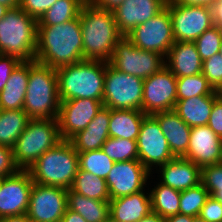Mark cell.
Wrapping results in <instances>:
<instances>
[{
    "label": "cell",
    "instance_id": "obj_17",
    "mask_svg": "<svg viewBox=\"0 0 222 222\" xmlns=\"http://www.w3.org/2000/svg\"><path fill=\"white\" fill-rule=\"evenodd\" d=\"M103 107V101L95 99H70L60 101L58 124L62 140H69L84 130Z\"/></svg>",
    "mask_w": 222,
    "mask_h": 222
},
{
    "label": "cell",
    "instance_id": "obj_35",
    "mask_svg": "<svg viewBox=\"0 0 222 222\" xmlns=\"http://www.w3.org/2000/svg\"><path fill=\"white\" fill-rule=\"evenodd\" d=\"M101 150L114 162L138 160L136 140L109 137Z\"/></svg>",
    "mask_w": 222,
    "mask_h": 222
},
{
    "label": "cell",
    "instance_id": "obj_27",
    "mask_svg": "<svg viewBox=\"0 0 222 222\" xmlns=\"http://www.w3.org/2000/svg\"><path fill=\"white\" fill-rule=\"evenodd\" d=\"M145 116L140 110L110 109L109 137L136 140Z\"/></svg>",
    "mask_w": 222,
    "mask_h": 222
},
{
    "label": "cell",
    "instance_id": "obj_18",
    "mask_svg": "<svg viewBox=\"0 0 222 222\" xmlns=\"http://www.w3.org/2000/svg\"><path fill=\"white\" fill-rule=\"evenodd\" d=\"M183 158L200 168L222 162V138L208 125L191 127L190 140Z\"/></svg>",
    "mask_w": 222,
    "mask_h": 222
},
{
    "label": "cell",
    "instance_id": "obj_48",
    "mask_svg": "<svg viewBox=\"0 0 222 222\" xmlns=\"http://www.w3.org/2000/svg\"><path fill=\"white\" fill-rule=\"evenodd\" d=\"M175 3L183 5H199L212 7L217 0H172Z\"/></svg>",
    "mask_w": 222,
    "mask_h": 222
},
{
    "label": "cell",
    "instance_id": "obj_44",
    "mask_svg": "<svg viewBox=\"0 0 222 222\" xmlns=\"http://www.w3.org/2000/svg\"><path fill=\"white\" fill-rule=\"evenodd\" d=\"M207 125L217 136L222 138V94L214 101Z\"/></svg>",
    "mask_w": 222,
    "mask_h": 222
},
{
    "label": "cell",
    "instance_id": "obj_36",
    "mask_svg": "<svg viewBox=\"0 0 222 222\" xmlns=\"http://www.w3.org/2000/svg\"><path fill=\"white\" fill-rule=\"evenodd\" d=\"M209 196L208 190L202 183L181 191L179 213L191 217L199 216L201 208Z\"/></svg>",
    "mask_w": 222,
    "mask_h": 222
},
{
    "label": "cell",
    "instance_id": "obj_3",
    "mask_svg": "<svg viewBox=\"0 0 222 222\" xmlns=\"http://www.w3.org/2000/svg\"><path fill=\"white\" fill-rule=\"evenodd\" d=\"M60 99L56 69L29 61V77L23 110L30 119H57Z\"/></svg>",
    "mask_w": 222,
    "mask_h": 222
},
{
    "label": "cell",
    "instance_id": "obj_26",
    "mask_svg": "<svg viewBox=\"0 0 222 222\" xmlns=\"http://www.w3.org/2000/svg\"><path fill=\"white\" fill-rule=\"evenodd\" d=\"M220 95L196 96L177 100L173 111L189 126L207 125L214 101Z\"/></svg>",
    "mask_w": 222,
    "mask_h": 222
},
{
    "label": "cell",
    "instance_id": "obj_46",
    "mask_svg": "<svg viewBox=\"0 0 222 222\" xmlns=\"http://www.w3.org/2000/svg\"><path fill=\"white\" fill-rule=\"evenodd\" d=\"M214 24L222 30V0H217L212 6Z\"/></svg>",
    "mask_w": 222,
    "mask_h": 222
},
{
    "label": "cell",
    "instance_id": "obj_13",
    "mask_svg": "<svg viewBox=\"0 0 222 222\" xmlns=\"http://www.w3.org/2000/svg\"><path fill=\"white\" fill-rule=\"evenodd\" d=\"M136 143L138 160L150 172L152 166L158 167L175 158L158 121L152 115H146L143 118Z\"/></svg>",
    "mask_w": 222,
    "mask_h": 222
},
{
    "label": "cell",
    "instance_id": "obj_29",
    "mask_svg": "<svg viewBox=\"0 0 222 222\" xmlns=\"http://www.w3.org/2000/svg\"><path fill=\"white\" fill-rule=\"evenodd\" d=\"M29 120L24 110H1L0 145L13 149Z\"/></svg>",
    "mask_w": 222,
    "mask_h": 222
},
{
    "label": "cell",
    "instance_id": "obj_25",
    "mask_svg": "<svg viewBox=\"0 0 222 222\" xmlns=\"http://www.w3.org/2000/svg\"><path fill=\"white\" fill-rule=\"evenodd\" d=\"M29 77V61H21L0 91L1 110H23Z\"/></svg>",
    "mask_w": 222,
    "mask_h": 222
},
{
    "label": "cell",
    "instance_id": "obj_11",
    "mask_svg": "<svg viewBox=\"0 0 222 222\" xmlns=\"http://www.w3.org/2000/svg\"><path fill=\"white\" fill-rule=\"evenodd\" d=\"M126 37L134 46L165 57L175 42L169 9L165 7L157 15L135 27Z\"/></svg>",
    "mask_w": 222,
    "mask_h": 222
},
{
    "label": "cell",
    "instance_id": "obj_1",
    "mask_svg": "<svg viewBox=\"0 0 222 222\" xmlns=\"http://www.w3.org/2000/svg\"><path fill=\"white\" fill-rule=\"evenodd\" d=\"M35 60L53 69L83 61L80 17L58 25L38 26Z\"/></svg>",
    "mask_w": 222,
    "mask_h": 222
},
{
    "label": "cell",
    "instance_id": "obj_7",
    "mask_svg": "<svg viewBox=\"0 0 222 222\" xmlns=\"http://www.w3.org/2000/svg\"><path fill=\"white\" fill-rule=\"evenodd\" d=\"M62 140L57 119H30L13 147L20 170H29L36 160Z\"/></svg>",
    "mask_w": 222,
    "mask_h": 222
},
{
    "label": "cell",
    "instance_id": "obj_53",
    "mask_svg": "<svg viewBox=\"0 0 222 222\" xmlns=\"http://www.w3.org/2000/svg\"><path fill=\"white\" fill-rule=\"evenodd\" d=\"M8 10L9 8L7 6L0 4V19L6 15Z\"/></svg>",
    "mask_w": 222,
    "mask_h": 222
},
{
    "label": "cell",
    "instance_id": "obj_37",
    "mask_svg": "<svg viewBox=\"0 0 222 222\" xmlns=\"http://www.w3.org/2000/svg\"><path fill=\"white\" fill-rule=\"evenodd\" d=\"M222 43V30L214 25L199 36L194 44L202 61L217 54Z\"/></svg>",
    "mask_w": 222,
    "mask_h": 222
},
{
    "label": "cell",
    "instance_id": "obj_23",
    "mask_svg": "<svg viewBox=\"0 0 222 222\" xmlns=\"http://www.w3.org/2000/svg\"><path fill=\"white\" fill-rule=\"evenodd\" d=\"M152 212L150 193L143 190L109 201V215L115 222H138Z\"/></svg>",
    "mask_w": 222,
    "mask_h": 222
},
{
    "label": "cell",
    "instance_id": "obj_30",
    "mask_svg": "<svg viewBox=\"0 0 222 222\" xmlns=\"http://www.w3.org/2000/svg\"><path fill=\"white\" fill-rule=\"evenodd\" d=\"M70 189L91 199L110 201L106 180L81 169H78Z\"/></svg>",
    "mask_w": 222,
    "mask_h": 222
},
{
    "label": "cell",
    "instance_id": "obj_20",
    "mask_svg": "<svg viewBox=\"0 0 222 222\" xmlns=\"http://www.w3.org/2000/svg\"><path fill=\"white\" fill-rule=\"evenodd\" d=\"M161 184L184 191L201 183V168L183 157H175L160 165Z\"/></svg>",
    "mask_w": 222,
    "mask_h": 222
},
{
    "label": "cell",
    "instance_id": "obj_41",
    "mask_svg": "<svg viewBox=\"0 0 222 222\" xmlns=\"http://www.w3.org/2000/svg\"><path fill=\"white\" fill-rule=\"evenodd\" d=\"M19 170L14 160L13 149L0 145V179L16 174Z\"/></svg>",
    "mask_w": 222,
    "mask_h": 222
},
{
    "label": "cell",
    "instance_id": "obj_28",
    "mask_svg": "<svg viewBox=\"0 0 222 222\" xmlns=\"http://www.w3.org/2000/svg\"><path fill=\"white\" fill-rule=\"evenodd\" d=\"M67 208L87 222H105L109 217V201L95 200L68 189Z\"/></svg>",
    "mask_w": 222,
    "mask_h": 222
},
{
    "label": "cell",
    "instance_id": "obj_38",
    "mask_svg": "<svg viewBox=\"0 0 222 222\" xmlns=\"http://www.w3.org/2000/svg\"><path fill=\"white\" fill-rule=\"evenodd\" d=\"M201 183L210 196L222 203V162L202 167Z\"/></svg>",
    "mask_w": 222,
    "mask_h": 222
},
{
    "label": "cell",
    "instance_id": "obj_55",
    "mask_svg": "<svg viewBox=\"0 0 222 222\" xmlns=\"http://www.w3.org/2000/svg\"><path fill=\"white\" fill-rule=\"evenodd\" d=\"M218 54L222 57V43H221L220 49L218 51Z\"/></svg>",
    "mask_w": 222,
    "mask_h": 222
},
{
    "label": "cell",
    "instance_id": "obj_51",
    "mask_svg": "<svg viewBox=\"0 0 222 222\" xmlns=\"http://www.w3.org/2000/svg\"><path fill=\"white\" fill-rule=\"evenodd\" d=\"M138 222H165V219L162 218L160 215L151 212L149 215L145 216Z\"/></svg>",
    "mask_w": 222,
    "mask_h": 222
},
{
    "label": "cell",
    "instance_id": "obj_33",
    "mask_svg": "<svg viewBox=\"0 0 222 222\" xmlns=\"http://www.w3.org/2000/svg\"><path fill=\"white\" fill-rule=\"evenodd\" d=\"M221 94V92L213 89L208 79L202 73L186 77H177V100Z\"/></svg>",
    "mask_w": 222,
    "mask_h": 222
},
{
    "label": "cell",
    "instance_id": "obj_43",
    "mask_svg": "<svg viewBox=\"0 0 222 222\" xmlns=\"http://www.w3.org/2000/svg\"><path fill=\"white\" fill-rule=\"evenodd\" d=\"M20 62L14 56L0 54V91L5 87L12 71Z\"/></svg>",
    "mask_w": 222,
    "mask_h": 222
},
{
    "label": "cell",
    "instance_id": "obj_16",
    "mask_svg": "<svg viewBox=\"0 0 222 222\" xmlns=\"http://www.w3.org/2000/svg\"><path fill=\"white\" fill-rule=\"evenodd\" d=\"M150 174L139 160L115 162L105 179L110 200L142 191Z\"/></svg>",
    "mask_w": 222,
    "mask_h": 222
},
{
    "label": "cell",
    "instance_id": "obj_4",
    "mask_svg": "<svg viewBox=\"0 0 222 222\" xmlns=\"http://www.w3.org/2000/svg\"><path fill=\"white\" fill-rule=\"evenodd\" d=\"M106 62L83 60L56 69L60 101L95 99L103 101Z\"/></svg>",
    "mask_w": 222,
    "mask_h": 222
},
{
    "label": "cell",
    "instance_id": "obj_39",
    "mask_svg": "<svg viewBox=\"0 0 222 222\" xmlns=\"http://www.w3.org/2000/svg\"><path fill=\"white\" fill-rule=\"evenodd\" d=\"M202 74L215 91L222 93V57L218 53L203 61Z\"/></svg>",
    "mask_w": 222,
    "mask_h": 222
},
{
    "label": "cell",
    "instance_id": "obj_8",
    "mask_svg": "<svg viewBox=\"0 0 222 222\" xmlns=\"http://www.w3.org/2000/svg\"><path fill=\"white\" fill-rule=\"evenodd\" d=\"M144 79L120 72L106 62L103 106L142 111Z\"/></svg>",
    "mask_w": 222,
    "mask_h": 222
},
{
    "label": "cell",
    "instance_id": "obj_56",
    "mask_svg": "<svg viewBox=\"0 0 222 222\" xmlns=\"http://www.w3.org/2000/svg\"><path fill=\"white\" fill-rule=\"evenodd\" d=\"M105 222H115V221L109 217Z\"/></svg>",
    "mask_w": 222,
    "mask_h": 222
},
{
    "label": "cell",
    "instance_id": "obj_22",
    "mask_svg": "<svg viewBox=\"0 0 222 222\" xmlns=\"http://www.w3.org/2000/svg\"><path fill=\"white\" fill-rule=\"evenodd\" d=\"M165 59V66L176 77H186L202 73L203 61L198 54L194 42L175 41Z\"/></svg>",
    "mask_w": 222,
    "mask_h": 222
},
{
    "label": "cell",
    "instance_id": "obj_2",
    "mask_svg": "<svg viewBox=\"0 0 222 222\" xmlns=\"http://www.w3.org/2000/svg\"><path fill=\"white\" fill-rule=\"evenodd\" d=\"M84 60L109 62L115 46L123 37L112 10L97 8L87 1L79 14Z\"/></svg>",
    "mask_w": 222,
    "mask_h": 222
},
{
    "label": "cell",
    "instance_id": "obj_47",
    "mask_svg": "<svg viewBox=\"0 0 222 222\" xmlns=\"http://www.w3.org/2000/svg\"><path fill=\"white\" fill-rule=\"evenodd\" d=\"M61 222H87L80 214L70 209H66Z\"/></svg>",
    "mask_w": 222,
    "mask_h": 222
},
{
    "label": "cell",
    "instance_id": "obj_12",
    "mask_svg": "<svg viewBox=\"0 0 222 222\" xmlns=\"http://www.w3.org/2000/svg\"><path fill=\"white\" fill-rule=\"evenodd\" d=\"M177 102V77L164 66L143 81L142 112L152 115L171 111Z\"/></svg>",
    "mask_w": 222,
    "mask_h": 222
},
{
    "label": "cell",
    "instance_id": "obj_9",
    "mask_svg": "<svg viewBox=\"0 0 222 222\" xmlns=\"http://www.w3.org/2000/svg\"><path fill=\"white\" fill-rule=\"evenodd\" d=\"M108 63L120 72L146 79L165 66V57L154 51L140 49L123 36Z\"/></svg>",
    "mask_w": 222,
    "mask_h": 222
},
{
    "label": "cell",
    "instance_id": "obj_10",
    "mask_svg": "<svg viewBox=\"0 0 222 222\" xmlns=\"http://www.w3.org/2000/svg\"><path fill=\"white\" fill-rule=\"evenodd\" d=\"M175 41L194 42L207 29L214 26L212 7L183 5L168 0Z\"/></svg>",
    "mask_w": 222,
    "mask_h": 222
},
{
    "label": "cell",
    "instance_id": "obj_19",
    "mask_svg": "<svg viewBox=\"0 0 222 222\" xmlns=\"http://www.w3.org/2000/svg\"><path fill=\"white\" fill-rule=\"evenodd\" d=\"M167 1L125 0L112 10L120 33L127 36L135 27L161 12L166 7Z\"/></svg>",
    "mask_w": 222,
    "mask_h": 222
},
{
    "label": "cell",
    "instance_id": "obj_49",
    "mask_svg": "<svg viewBox=\"0 0 222 222\" xmlns=\"http://www.w3.org/2000/svg\"><path fill=\"white\" fill-rule=\"evenodd\" d=\"M0 222H34L27 214L0 218Z\"/></svg>",
    "mask_w": 222,
    "mask_h": 222
},
{
    "label": "cell",
    "instance_id": "obj_34",
    "mask_svg": "<svg viewBox=\"0 0 222 222\" xmlns=\"http://www.w3.org/2000/svg\"><path fill=\"white\" fill-rule=\"evenodd\" d=\"M78 157L79 169L103 179L107 178L115 163L101 149L78 153Z\"/></svg>",
    "mask_w": 222,
    "mask_h": 222
},
{
    "label": "cell",
    "instance_id": "obj_40",
    "mask_svg": "<svg viewBox=\"0 0 222 222\" xmlns=\"http://www.w3.org/2000/svg\"><path fill=\"white\" fill-rule=\"evenodd\" d=\"M57 0H20V8L39 20Z\"/></svg>",
    "mask_w": 222,
    "mask_h": 222
},
{
    "label": "cell",
    "instance_id": "obj_6",
    "mask_svg": "<svg viewBox=\"0 0 222 222\" xmlns=\"http://www.w3.org/2000/svg\"><path fill=\"white\" fill-rule=\"evenodd\" d=\"M37 27L38 20L20 7L9 9L0 19V54L35 60Z\"/></svg>",
    "mask_w": 222,
    "mask_h": 222
},
{
    "label": "cell",
    "instance_id": "obj_14",
    "mask_svg": "<svg viewBox=\"0 0 222 222\" xmlns=\"http://www.w3.org/2000/svg\"><path fill=\"white\" fill-rule=\"evenodd\" d=\"M68 189L33 184L27 215L34 222H61L67 209Z\"/></svg>",
    "mask_w": 222,
    "mask_h": 222
},
{
    "label": "cell",
    "instance_id": "obj_32",
    "mask_svg": "<svg viewBox=\"0 0 222 222\" xmlns=\"http://www.w3.org/2000/svg\"><path fill=\"white\" fill-rule=\"evenodd\" d=\"M152 212L166 219L179 214L181 191L158 183L150 192Z\"/></svg>",
    "mask_w": 222,
    "mask_h": 222
},
{
    "label": "cell",
    "instance_id": "obj_54",
    "mask_svg": "<svg viewBox=\"0 0 222 222\" xmlns=\"http://www.w3.org/2000/svg\"><path fill=\"white\" fill-rule=\"evenodd\" d=\"M192 222H207V221L201 218L200 216H195L192 217Z\"/></svg>",
    "mask_w": 222,
    "mask_h": 222
},
{
    "label": "cell",
    "instance_id": "obj_31",
    "mask_svg": "<svg viewBox=\"0 0 222 222\" xmlns=\"http://www.w3.org/2000/svg\"><path fill=\"white\" fill-rule=\"evenodd\" d=\"M88 0H57L38 20V26H53L79 17Z\"/></svg>",
    "mask_w": 222,
    "mask_h": 222
},
{
    "label": "cell",
    "instance_id": "obj_50",
    "mask_svg": "<svg viewBox=\"0 0 222 222\" xmlns=\"http://www.w3.org/2000/svg\"><path fill=\"white\" fill-rule=\"evenodd\" d=\"M165 222H192V217L179 213L166 218Z\"/></svg>",
    "mask_w": 222,
    "mask_h": 222
},
{
    "label": "cell",
    "instance_id": "obj_52",
    "mask_svg": "<svg viewBox=\"0 0 222 222\" xmlns=\"http://www.w3.org/2000/svg\"><path fill=\"white\" fill-rule=\"evenodd\" d=\"M0 4L7 6L9 9L20 6V0H0Z\"/></svg>",
    "mask_w": 222,
    "mask_h": 222
},
{
    "label": "cell",
    "instance_id": "obj_21",
    "mask_svg": "<svg viewBox=\"0 0 222 222\" xmlns=\"http://www.w3.org/2000/svg\"><path fill=\"white\" fill-rule=\"evenodd\" d=\"M110 108L103 106L84 130L77 132L69 141L77 153L99 150L109 138Z\"/></svg>",
    "mask_w": 222,
    "mask_h": 222
},
{
    "label": "cell",
    "instance_id": "obj_45",
    "mask_svg": "<svg viewBox=\"0 0 222 222\" xmlns=\"http://www.w3.org/2000/svg\"><path fill=\"white\" fill-rule=\"evenodd\" d=\"M88 1L97 8L105 10H114L125 0H88Z\"/></svg>",
    "mask_w": 222,
    "mask_h": 222
},
{
    "label": "cell",
    "instance_id": "obj_42",
    "mask_svg": "<svg viewBox=\"0 0 222 222\" xmlns=\"http://www.w3.org/2000/svg\"><path fill=\"white\" fill-rule=\"evenodd\" d=\"M199 216L207 222H222V203L213 196H209Z\"/></svg>",
    "mask_w": 222,
    "mask_h": 222
},
{
    "label": "cell",
    "instance_id": "obj_5",
    "mask_svg": "<svg viewBox=\"0 0 222 222\" xmlns=\"http://www.w3.org/2000/svg\"><path fill=\"white\" fill-rule=\"evenodd\" d=\"M79 169L78 153L69 140H61L29 168L32 181L70 189Z\"/></svg>",
    "mask_w": 222,
    "mask_h": 222
},
{
    "label": "cell",
    "instance_id": "obj_24",
    "mask_svg": "<svg viewBox=\"0 0 222 222\" xmlns=\"http://www.w3.org/2000/svg\"><path fill=\"white\" fill-rule=\"evenodd\" d=\"M152 116L158 121L172 154L175 157H183L189 145L191 127L173 110L157 112Z\"/></svg>",
    "mask_w": 222,
    "mask_h": 222
},
{
    "label": "cell",
    "instance_id": "obj_15",
    "mask_svg": "<svg viewBox=\"0 0 222 222\" xmlns=\"http://www.w3.org/2000/svg\"><path fill=\"white\" fill-rule=\"evenodd\" d=\"M33 184L28 170L0 179V218L27 214Z\"/></svg>",
    "mask_w": 222,
    "mask_h": 222
}]
</instances>
